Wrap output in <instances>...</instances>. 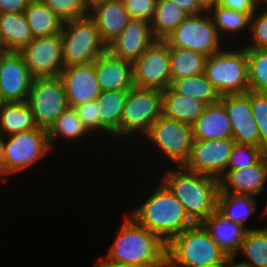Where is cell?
Masks as SVG:
<instances>
[{"mask_svg": "<svg viewBox=\"0 0 267 267\" xmlns=\"http://www.w3.org/2000/svg\"><path fill=\"white\" fill-rule=\"evenodd\" d=\"M0 29L11 52H20L33 40L24 12L0 14Z\"/></svg>", "mask_w": 267, "mask_h": 267, "instance_id": "4316f807", "label": "cell"}, {"mask_svg": "<svg viewBox=\"0 0 267 267\" xmlns=\"http://www.w3.org/2000/svg\"><path fill=\"white\" fill-rule=\"evenodd\" d=\"M194 140L232 138V125L225 107L220 103L207 105L192 124Z\"/></svg>", "mask_w": 267, "mask_h": 267, "instance_id": "7402d4cb", "label": "cell"}, {"mask_svg": "<svg viewBox=\"0 0 267 267\" xmlns=\"http://www.w3.org/2000/svg\"><path fill=\"white\" fill-rule=\"evenodd\" d=\"M4 138H5L4 134L0 132V182H2V179L4 181L8 180L7 178H5V175L8 176V170H7L6 162H5V150H4L5 139Z\"/></svg>", "mask_w": 267, "mask_h": 267, "instance_id": "bcb514c9", "label": "cell"}, {"mask_svg": "<svg viewBox=\"0 0 267 267\" xmlns=\"http://www.w3.org/2000/svg\"><path fill=\"white\" fill-rule=\"evenodd\" d=\"M99 262L100 263H98L96 267H147V266H137V265H129V264H115L112 262H108L105 259H102Z\"/></svg>", "mask_w": 267, "mask_h": 267, "instance_id": "7dc6e473", "label": "cell"}, {"mask_svg": "<svg viewBox=\"0 0 267 267\" xmlns=\"http://www.w3.org/2000/svg\"><path fill=\"white\" fill-rule=\"evenodd\" d=\"M217 6H222L253 16L259 7L257 0H214Z\"/></svg>", "mask_w": 267, "mask_h": 267, "instance_id": "7bdbcfd3", "label": "cell"}, {"mask_svg": "<svg viewBox=\"0 0 267 267\" xmlns=\"http://www.w3.org/2000/svg\"><path fill=\"white\" fill-rule=\"evenodd\" d=\"M60 35L65 67L92 63L107 50L89 15L64 22Z\"/></svg>", "mask_w": 267, "mask_h": 267, "instance_id": "8992f818", "label": "cell"}, {"mask_svg": "<svg viewBox=\"0 0 267 267\" xmlns=\"http://www.w3.org/2000/svg\"><path fill=\"white\" fill-rule=\"evenodd\" d=\"M38 126L26 102H4L0 108V132L6 136L30 131Z\"/></svg>", "mask_w": 267, "mask_h": 267, "instance_id": "83f0119b", "label": "cell"}, {"mask_svg": "<svg viewBox=\"0 0 267 267\" xmlns=\"http://www.w3.org/2000/svg\"><path fill=\"white\" fill-rule=\"evenodd\" d=\"M257 2L260 4L261 2L264 4H266L267 5V0H257Z\"/></svg>", "mask_w": 267, "mask_h": 267, "instance_id": "f5cc1de1", "label": "cell"}, {"mask_svg": "<svg viewBox=\"0 0 267 267\" xmlns=\"http://www.w3.org/2000/svg\"><path fill=\"white\" fill-rule=\"evenodd\" d=\"M74 109L88 133L93 134V132L104 131L110 135V133L100 124V117L98 115L97 103L95 100L75 106Z\"/></svg>", "mask_w": 267, "mask_h": 267, "instance_id": "60d3db41", "label": "cell"}, {"mask_svg": "<svg viewBox=\"0 0 267 267\" xmlns=\"http://www.w3.org/2000/svg\"><path fill=\"white\" fill-rule=\"evenodd\" d=\"M219 102L231 121L232 139L236 143L260 147V133L251 110L249 90L245 94L220 96Z\"/></svg>", "mask_w": 267, "mask_h": 267, "instance_id": "2e32d148", "label": "cell"}, {"mask_svg": "<svg viewBox=\"0 0 267 267\" xmlns=\"http://www.w3.org/2000/svg\"><path fill=\"white\" fill-rule=\"evenodd\" d=\"M170 87L176 93L190 96L206 105H212L220 101V95L205 74L176 79L171 83Z\"/></svg>", "mask_w": 267, "mask_h": 267, "instance_id": "d6a6232c", "label": "cell"}, {"mask_svg": "<svg viewBox=\"0 0 267 267\" xmlns=\"http://www.w3.org/2000/svg\"><path fill=\"white\" fill-rule=\"evenodd\" d=\"M126 217L105 260L115 264L167 267V244L131 215Z\"/></svg>", "mask_w": 267, "mask_h": 267, "instance_id": "6da1fadb", "label": "cell"}, {"mask_svg": "<svg viewBox=\"0 0 267 267\" xmlns=\"http://www.w3.org/2000/svg\"><path fill=\"white\" fill-rule=\"evenodd\" d=\"M250 106L259 128L260 147L267 151V93L249 90Z\"/></svg>", "mask_w": 267, "mask_h": 267, "instance_id": "f35d334b", "label": "cell"}, {"mask_svg": "<svg viewBox=\"0 0 267 267\" xmlns=\"http://www.w3.org/2000/svg\"><path fill=\"white\" fill-rule=\"evenodd\" d=\"M187 16L188 14L175 3L158 0L150 21L153 36L157 40H165Z\"/></svg>", "mask_w": 267, "mask_h": 267, "instance_id": "f546056e", "label": "cell"}, {"mask_svg": "<svg viewBox=\"0 0 267 267\" xmlns=\"http://www.w3.org/2000/svg\"><path fill=\"white\" fill-rule=\"evenodd\" d=\"M202 1L205 2L206 4L214 2V0H202Z\"/></svg>", "mask_w": 267, "mask_h": 267, "instance_id": "816d5d0a", "label": "cell"}, {"mask_svg": "<svg viewBox=\"0 0 267 267\" xmlns=\"http://www.w3.org/2000/svg\"><path fill=\"white\" fill-rule=\"evenodd\" d=\"M221 49L207 58L204 74L220 96L249 90L247 49Z\"/></svg>", "mask_w": 267, "mask_h": 267, "instance_id": "5b68a950", "label": "cell"}, {"mask_svg": "<svg viewBox=\"0 0 267 267\" xmlns=\"http://www.w3.org/2000/svg\"><path fill=\"white\" fill-rule=\"evenodd\" d=\"M267 214V205L266 207L264 208V212H263V215Z\"/></svg>", "mask_w": 267, "mask_h": 267, "instance_id": "11a10c76", "label": "cell"}, {"mask_svg": "<svg viewBox=\"0 0 267 267\" xmlns=\"http://www.w3.org/2000/svg\"><path fill=\"white\" fill-rule=\"evenodd\" d=\"M161 105V90L136 87L129 90L122 112L121 137L137 135L136 133L145 135L162 115Z\"/></svg>", "mask_w": 267, "mask_h": 267, "instance_id": "9c48e42d", "label": "cell"}, {"mask_svg": "<svg viewBox=\"0 0 267 267\" xmlns=\"http://www.w3.org/2000/svg\"><path fill=\"white\" fill-rule=\"evenodd\" d=\"M106 1L108 0H83V4L86 7V10L89 12L95 6L102 4L103 2H106Z\"/></svg>", "mask_w": 267, "mask_h": 267, "instance_id": "c3c4849f", "label": "cell"}, {"mask_svg": "<svg viewBox=\"0 0 267 267\" xmlns=\"http://www.w3.org/2000/svg\"><path fill=\"white\" fill-rule=\"evenodd\" d=\"M156 40L150 23L130 19L120 34L107 46V49L116 57L133 63Z\"/></svg>", "mask_w": 267, "mask_h": 267, "instance_id": "d6986e66", "label": "cell"}, {"mask_svg": "<svg viewBox=\"0 0 267 267\" xmlns=\"http://www.w3.org/2000/svg\"><path fill=\"white\" fill-rule=\"evenodd\" d=\"M207 12L221 39H224L222 34L233 35V33L245 30V27L250 30L252 17L250 14L217 6L214 2L207 4Z\"/></svg>", "mask_w": 267, "mask_h": 267, "instance_id": "1f68e13d", "label": "cell"}, {"mask_svg": "<svg viewBox=\"0 0 267 267\" xmlns=\"http://www.w3.org/2000/svg\"><path fill=\"white\" fill-rule=\"evenodd\" d=\"M69 107L94 101L102 92L96 78L94 62L71 65L60 73Z\"/></svg>", "mask_w": 267, "mask_h": 267, "instance_id": "e0dca14e", "label": "cell"}, {"mask_svg": "<svg viewBox=\"0 0 267 267\" xmlns=\"http://www.w3.org/2000/svg\"><path fill=\"white\" fill-rule=\"evenodd\" d=\"M256 204L253 196L218 194L217 212L225 219L246 227V220L257 210Z\"/></svg>", "mask_w": 267, "mask_h": 267, "instance_id": "4dcf8cb0", "label": "cell"}, {"mask_svg": "<svg viewBox=\"0 0 267 267\" xmlns=\"http://www.w3.org/2000/svg\"><path fill=\"white\" fill-rule=\"evenodd\" d=\"M181 7L188 15H197L207 10V4L202 0H166Z\"/></svg>", "mask_w": 267, "mask_h": 267, "instance_id": "ee69618b", "label": "cell"}, {"mask_svg": "<svg viewBox=\"0 0 267 267\" xmlns=\"http://www.w3.org/2000/svg\"><path fill=\"white\" fill-rule=\"evenodd\" d=\"M239 251L246 257L241 263L250 267H267V227L248 228Z\"/></svg>", "mask_w": 267, "mask_h": 267, "instance_id": "836d02e7", "label": "cell"}, {"mask_svg": "<svg viewBox=\"0 0 267 267\" xmlns=\"http://www.w3.org/2000/svg\"><path fill=\"white\" fill-rule=\"evenodd\" d=\"M171 83L176 79L204 74L208 56L184 49L169 47Z\"/></svg>", "mask_w": 267, "mask_h": 267, "instance_id": "f1b7e54d", "label": "cell"}, {"mask_svg": "<svg viewBox=\"0 0 267 267\" xmlns=\"http://www.w3.org/2000/svg\"><path fill=\"white\" fill-rule=\"evenodd\" d=\"M4 150L8 175H16L37 163L51 150L47 129L37 127L6 136Z\"/></svg>", "mask_w": 267, "mask_h": 267, "instance_id": "8fae6325", "label": "cell"}, {"mask_svg": "<svg viewBox=\"0 0 267 267\" xmlns=\"http://www.w3.org/2000/svg\"><path fill=\"white\" fill-rule=\"evenodd\" d=\"M134 86L164 91L171 85L169 46L156 40L133 62Z\"/></svg>", "mask_w": 267, "mask_h": 267, "instance_id": "7c38bea8", "label": "cell"}, {"mask_svg": "<svg viewBox=\"0 0 267 267\" xmlns=\"http://www.w3.org/2000/svg\"><path fill=\"white\" fill-rule=\"evenodd\" d=\"M3 100H2V98H1V96H0V108L2 107V105H3Z\"/></svg>", "mask_w": 267, "mask_h": 267, "instance_id": "db71d44e", "label": "cell"}, {"mask_svg": "<svg viewBox=\"0 0 267 267\" xmlns=\"http://www.w3.org/2000/svg\"><path fill=\"white\" fill-rule=\"evenodd\" d=\"M32 0H0V14L24 12Z\"/></svg>", "mask_w": 267, "mask_h": 267, "instance_id": "f6af8a7d", "label": "cell"}, {"mask_svg": "<svg viewBox=\"0 0 267 267\" xmlns=\"http://www.w3.org/2000/svg\"><path fill=\"white\" fill-rule=\"evenodd\" d=\"M128 91H102L95 99L100 124L111 134L121 137L122 112L127 100Z\"/></svg>", "mask_w": 267, "mask_h": 267, "instance_id": "d4e9b609", "label": "cell"}, {"mask_svg": "<svg viewBox=\"0 0 267 267\" xmlns=\"http://www.w3.org/2000/svg\"><path fill=\"white\" fill-rule=\"evenodd\" d=\"M256 12L251 17L250 33L251 43L245 45L246 49H267V6L263 12Z\"/></svg>", "mask_w": 267, "mask_h": 267, "instance_id": "ab89813d", "label": "cell"}, {"mask_svg": "<svg viewBox=\"0 0 267 267\" xmlns=\"http://www.w3.org/2000/svg\"><path fill=\"white\" fill-rule=\"evenodd\" d=\"M33 38L60 34L64 21L41 0H32L24 10Z\"/></svg>", "mask_w": 267, "mask_h": 267, "instance_id": "484cf974", "label": "cell"}, {"mask_svg": "<svg viewBox=\"0 0 267 267\" xmlns=\"http://www.w3.org/2000/svg\"><path fill=\"white\" fill-rule=\"evenodd\" d=\"M95 22L102 41L108 46L127 25L130 17L122 0H108L88 14Z\"/></svg>", "mask_w": 267, "mask_h": 267, "instance_id": "44dd1931", "label": "cell"}, {"mask_svg": "<svg viewBox=\"0 0 267 267\" xmlns=\"http://www.w3.org/2000/svg\"><path fill=\"white\" fill-rule=\"evenodd\" d=\"M267 151L263 147L254 146L251 144H234L226 170L245 168L258 163Z\"/></svg>", "mask_w": 267, "mask_h": 267, "instance_id": "8d00e7d4", "label": "cell"}, {"mask_svg": "<svg viewBox=\"0 0 267 267\" xmlns=\"http://www.w3.org/2000/svg\"><path fill=\"white\" fill-rule=\"evenodd\" d=\"M129 214L166 244L195 224L187 215L184 206L162 181L144 204Z\"/></svg>", "mask_w": 267, "mask_h": 267, "instance_id": "3957f363", "label": "cell"}, {"mask_svg": "<svg viewBox=\"0 0 267 267\" xmlns=\"http://www.w3.org/2000/svg\"><path fill=\"white\" fill-rule=\"evenodd\" d=\"M178 170H168L162 182L184 206L194 223H203L217 211V198L220 191L219 180L176 166Z\"/></svg>", "mask_w": 267, "mask_h": 267, "instance_id": "7a4b0ae2", "label": "cell"}, {"mask_svg": "<svg viewBox=\"0 0 267 267\" xmlns=\"http://www.w3.org/2000/svg\"><path fill=\"white\" fill-rule=\"evenodd\" d=\"M177 166L188 161L193 144L192 125L161 115L145 134Z\"/></svg>", "mask_w": 267, "mask_h": 267, "instance_id": "ba28073f", "label": "cell"}, {"mask_svg": "<svg viewBox=\"0 0 267 267\" xmlns=\"http://www.w3.org/2000/svg\"><path fill=\"white\" fill-rule=\"evenodd\" d=\"M19 53L34 78L57 77L65 68L60 34L33 38Z\"/></svg>", "mask_w": 267, "mask_h": 267, "instance_id": "4fadbf2b", "label": "cell"}, {"mask_svg": "<svg viewBox=\"0 0 267 267\" xmlns=\"http://www.w3.org/2000/svg\"><path fill=\"white\" fill-rule=\"evenodd\" d=\"M267 182V154L256 164L226 170L219 179V194L255 196L261 194Z\"/></svg>", "mask_w": 267, "mask_h": 267, "instance_id": "ac0fdd59", "label": "cell"}, {"mask_svg": "<svg viewBox=\"0 0 267 267\" xmlns=\"http://www.w3.org/2000/svg\"><path fill=\"white\" fill-rule=\"evenodd\" d=\"M226 267H250V266L243 264L241 262L236 263L235 257H230L226 262Z\"/></svg>", "mask_w": 267, "mask_h": 267, "instance_id": "f907efd6", "label": "cell"}, {"mask_svg": "<svg viewBox=\"0 0 267 267\" xmlns=\"http://www.w3.org/2000/svg\"><path fill=\"white\" fill-rule=\"evenodd\" d=\"M249 90L267 93V49H247Z\"/></svg>", "mask_w": 267, "mask_h": 267, "instance_id": "d590c367", "label": "cell"}, {"mask_svg": "<svg viewBox=\"0 0 267 267\" xmlns=\"http://www.w3.org/2000/svg\"><path fill=\"white\" fill-rule=\"evenodd\" d=\"M86 134H88V131L83 126L73 107H68L64 110L47 129L51 149L56 144L58 137L65 138V140H75Z\"/></svg>", "mask_w": 267, "mask_h": 267, "instance_id": "e575fe53", "label": "cell"}, {"mask_svg": "<svg viewBox=\"0 0 267 267\" xmlns=\"http://www.w3.org/2000/svg\"><path fill=\"white\" fill-rule=\"evenodd\" d=\"M34 77L22 55H0V96L3 102H26Z\"/></svg>", "mask_w": 267, "mask_h": 267, "instance_id": "9a60e30c", "label": "cell"}, {"mask_svg": "<svg viewBox=\"0 0 267 267\" xmlns=\"http://www.w3.org/2000/svg\"><path fill=\"white\" fill-rule=\"evenodd\" d=\"M162 115L192 125L203 113L205 103L176 93L171 87L162 91Z\"/></svg>", "mask_w": 267, "mask_h": 267, "instance_id": "cb8c5ba5", "label": "cell"}, {"mask_svg": "<svg viewBox=\"0 0 267 267\" xmlns=\"http://www.w3.org/2000/svg\"><path fill=\"white\" fill-rule=\"evenodd\" d=\"M102 91H129L134 88L133 63L116 57L108 49L94 61Z\"/></svg>", "mask_w": 267, "mask_h": 267, "instance_id": "ffe728a7", "label": "cell"}, {"mask_svg": "<svg viewBox=\"0 0 267 267\" xmlns=\"http://www.w3.org/2000/svg\"><path fill=\"white\" fill-rule=\"evenodd\" d=\"M229 257L202 223H195L167 244V267H221Z\"/></svg>", "mask_w": 267, "mask_h": 267, "instance_id": "277c9868", "label": "cell"}, {"mask_svg": "<svg viewBox=\"0 0 267 267\" xmlns=\"http://www.w3.org/2000/svg\"><path fill=\"white\" fill-rule=\"evenodd\" d=\"M10 52L11 51L9 50L8 46L6 45L4 38H3V35H2V31L0 29V55L8 54Z\"/></svg>", "mask_w": 267, "mask_h": 267, "instance_id": "681fc988", "label": "cell"}, {"mask_svg": "<svg viewBox=\"0 0 267 267\" xmlns=\"http://www.w3.org/2000/svg\"><path fill=\"white\" fill-rule=\"evenodd\" d=\"M64 22L87 16L83 0H41Z\"/></svg>", "mask_w": 267, "mask_h": 267, "instance_id": "74e56055", "label": "cell"}, {"mask_svg": "<svg viewBox=\"0 0 267 267\" xmlns=\"http://www.w3.org/2000/svg\"><path fill=\"white\" fill-rule=\"evenodd\" d=\"M202 224L227 256L236 258L248 228L225 219L217 211L211 214Z\"/></svg>", "mask_w": 267, "mask_h": 267, "instance_id": "603a6c76", "label": "cell"}, {"mask_svg": "<svg viewBox=\"0 0 267 267\" xmlns=\"http://www.w3.org/2000/svg\"><path fill=\"white\" fill-rule=\"evenodd\" d=\"M26 103L38 127L48 129L69 105L60 76L34 78Z\"/></svg>", "mask_w": 267, "mask_h": 267, "instance_id": "30bf717a", "label": "cell"}, {"mask_svg": "<svg viewBox=\"0 0 267 267\" xmlns=\"http://www.w3.org/2000/svg\"><path fill=\"white\" fill-rule=\"evenodd\" d=\"M164 41L169 47L196 51L208 57L222 48L221 38L207 10L188 15Z\"/></svg>", "mask_w": 267, "mask_h": 267, "instance_id": "52a82bcc", "label": "cell"}, {"mask_svg": "<svg viewBox=\"0 0 267 267\" xmlns=\"http://www.w3.org/2000/svg\"><path fill=\"white\" fill-rule=\"evenodd\" d=\"M158 0H122L130 19L143 20L148 23L152 20Z\"/></svg>", "mask_w": 267, "mask_h": 267, "instance_id": "b9f144b4", "label": "cell"}, {"mask_svg": "<svg viewBox=\"0 0 267 267\" xmlns=\"http://www.w3.org/2000/svg\"><path fill=\"white\" fill-rule=\"evenodd\" d=\"M234 144L232 138L193 140L191 154L184 167L219 180L226 172Z\"/></svg>", "mask_w": 267, "mask_h": 267, "instance_id": "5bb4252c", "label": "cell"}]
</instances>
